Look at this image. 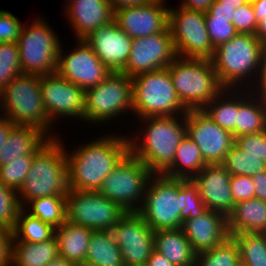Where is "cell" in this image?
Segmentation results:
<instances>
[{"mask_svg": "<svg viewBox=\"0 0 266 266\" xmlns=\"http://www.w3.org/2000/svg\"><path fill=\"white\" fill-rule=\"evenodd\" d=\"M257 80L258 81H256V82L253 81L256 85L253 83V87L250 88V89H253V90H251V92L253 94L257 93L255 96H258V97L264 99L266 97V48H264V51L262 53L260 70H259Z\"/></svg>", "mask_w": 266, "mask_h": 266, "instance_id": "c3c4849f", "label": "cell"}, {"mask_svg": "<svg viewBox=\"0 0 266 266\" xmlns=\"http://www.w3.org/2000/svg\"><path fill=\"white\" fill-rule=\"evenodd\" d=\"M213 1L214 0H184L180 5L187 9L205 12L209 9Z\"/></svg>", "mask_w": 266, "mask_h": 266, "instance_id": "816d5d0a", "label": "cell"}, {"mask_svg": "<svg viewBox=\"0 0 266 266\" xmlns=\"http://www.w3.org/2000/svg\"><path fill=\"white\" fill-rule=\"evenodd\" d=\"M154 247L175 266H195L196 253L182 228L154 231Z\"/></svg>", "mask_w": 266, "mask_h": 266, "instance_id": "484cf974", "label": "cell"}, {"mask_svg": "<svg viewBox=\"0 0 266 266\" xmlns=\"http://www.w3.org/2000/svg\"><path fill=\"white\" fill-rule=\"evenodd\" d=\"M236 7L220 6L218 0H214L207 12L213 17L233 18Z\"/></svg>", "mask_w": 266, "mask_h": 266, "instance_id": "681fc988", "label": "cell"}, {"mask_svg": "<svg viewBox=\"0 0 266 266\" xmlns=\"http://www.w3.org/2000/svg\"><path fill=\"white\" fill-rule=\"evenodd\" d=\"M45 134L33 126L16 125L0 148V166L21 156L35 154L50 139Z\"/></svg>", "mask_w": 266, "mask_h": 266, "instance_id": "cb8c5ba5", "label": "cell"}, {"mask_svg": "<svg viewBox=\"0 0 266 266\" xmlns=\"http://www.w3.org/2000/svg\"><path fill=\"white\" fill-rule=\"evenodd\" d=\"M235 144L266 163V131L235 138Z\"/></svg>", "mask_w": 266, "mask_h": 266, "instance_id": "7bdbcfd3", "label": "cell"}, {"mask_svg": "<svg viewBox=\"0 0 266 266\" xmlns=\"http://www.w3.org/2000/svg\"><path fill=\"white\" fill-rule=\"evenodd\" d=\"M195 266H241L237 242L229 236L214 248L196 254Z\"/></svg>", "mask_w": 266, "mask_h": 266, "instance_id": "d590c367", "label": "cell"}, {"mask_svg": "<svg viewBox=\"0 0 266 266\" xmlns=\"http://www.w3.org/2000/svg\"><path fill=\"white\" fill-rule=\"evenodd\" d=\"M222 164L231 176L242 175L252 177L255 174L266 171L265 162L261 161L259 157L241 150L235 143L225 156Z\"/></svg>", "mask_w": 266, "mask_h": 266, "instance_id": "8d00e7d4", "label": "cell"}, {"mask_svg": "<svg viewBox=\"0 0 266 266\" xmlns=\"http://www.w3.org/2000/svg\"><path fill=\"white\" fill-rule=\"evenodd\" d=\"M16 126L8 118L1 116L0 114V148L6 143V140L9 137L10 131Z\"/></svg>", "mask_w": 266, "mask_h": 266, "instance_id": "f5cc1de1", "label": "cell"}, {"mask_svg": "<svg viewBox=\"0 0 266 266\" xmlns=\"http://www.w3.org/2000/svg\"><path fill=\"white\" fill-rule=\"evenodd\" d=\"M255 186V198L266 201V171L251 177Z\"/></svg>", "mask_w": 266, "mask_h": 266, "instance_id": "f907efd6", "label": "cell"}, {"mask_svg": "<svg viewBox=\"0 0 266 266\" xmlns=\"http://www.w3.org/2000/svg\"><path fill=\"white\" fill-rule=\"evenodd\" d=\"M261 233L266 235V226H265L264 230Z\"/></svg>", "mask_w": 266, "mask_h": 266, "instance_id": "be15d7a7", "label": "cell"}, {"mask_svg": "<svg viewBox=\"0 0 266 266\" xmlns=\"http://www.w3.org/2000/svg\"><path fill=\"white\" fill-rule=\"evenodd\" d=\"M128 109L133 110V83L132 77L122 72H111L98 85L85 91L84 121L108 122Z\"/></svg>", "mask_w": 266, "mask_h": 266, "instance_id": "8fae6325", "label": "cell"}, {"mask_svg": "<svg viewBox=\"0 0 266 266\" xmlns=\"http://www.w3.org/2000/svg\"><path fill=\"white\" fill-rule=\"evenodd\" d=\"M181 228L196 254L214 248L229 237L227 217L210 209L201 216L186 219Z\"/></svg>", "mask_w": 266, "mask_h": 266, "instance_id": "7402d4cb", "label": "cell"}, {"mask_svg": "<svg viewBox=\"0 0 266 266\" xmlns=\"http://www.w3.org/2000/svg\"><path fill=\"white\" fill-rule=\"evenodd\" d=\"M161 1L115 11L117 25L132 39L161 33L169 28V8Z\"/></svg>", "mask_w": 266, "mask_h": 266, "instance_id": "d6986e66", "label": "cell"}, {"mask_svg": "<svg viewBox=\"0 0 266 266\" xmlns=\"http://www.w3.org/2000/svg\"><path fill=\"white\" fill-rule=\"evenodd\" d=\"M62 140L50 138L34 155L25 181L17 191L20 207L37 198L65 196L69 191L67 155Z\"/></svg>", "mask_w": 266, "mask_h": 266, "instance_id": "3957f363", "label": "cell"}, {"mask_svg": "<svg viewBox=\"0 0 266 266\" xmlns=\"http://www.w3.org/2000/svg\"><path fill=\"white\" fill-rule=\"evenodd\" d=\"M186 207L184 179L154 174L138 213L154 230L181 228V210Z\"/></svg>", "mask_w": 266, "mask_h": 266, "instance_id": "52a82bcc", "label": "cell"}, {"mask_svg": "<svg viewBox=\"0 0 266 266\" xmlns=\"http://www.w3.org/2000/svg\"><path fill=\"white\" fill-rule=\"evenodd\" d=\"M254 1H256V0H246V2H248V3H252Z\"/></svg>", "mask_w": 266, "mask_h": 266, "instance_id": "6125c7cd", "label": "cell"}, {"mask_svg": "<svg viewBox=\"0 0 266 266\" xmlns=\"http://www.w3.org/2000/svg\"><path fill=\"white\" fill-rule=\"evenodd\" d=\"M149 1H161V2H164L165 0H149Z\"/></svg>", "mask_w": 266, "mask_h": 266, "instance_id": "e7e4bbea", "label": "cell"}, {"mask_svg": "<svg viewBox=\"0 0 266 266\" xmlns=\"http://www.w3.org/2000/svg\"><path fill=\"white\" fill-rule=\"evenodd\" d=\"M206 165L197 144L186 134L177 147L172 164L162 175L169 178L192 179Z\"/></svg>", "mask_w": 266, "mask_h": 266, "instance_id": "f546056e", "label": "cell"}, {"mask_svg": "<svg viewBox=\"0 0 266 266\" xmlns=\"http://www.w3.org/2000/svg\"><path fill=\"white\" fill-rule=\"evenodd\" d=\"M86 261L97 266H124L120 249L109 231H93Z\"/></svg>", "mask_w": 266, "mask_h": 266, "instance_id": "1f68e13d", "label": "cell"}, {"mask_svg": "<svg viewBox=\"0 0 266 266\" xmlns=\"http://www.w3.org/2000/svg\"><path fill=\"white\" fill-rule=\"evenodd\" d=\"M204 17L209 39L214 49L238 34L232 23L233 18L213 17L207 11L204 12Z\"/></svg>", "mask_w": 266, "mask_h": 266, "instance_id": "ab89813d", "label": "cell"}, {"mask_svg": "<svg viewBox=\"0 0 266 266\" xmlns=\"http://www.w3.org/2000/svg\"><path fill=\"white\" fill-rule=\"evenodd\" d=\"M13 230L0 228V266L11 265Z\"/></svg>", "mask_w": 266, "mask_h": 266, "instance_id": "7dc6e473", "label": "cell"}, {"mask_svg": "<svg viewBox=\"0 0 266 266\" xmlns=\"http://www.w3.org/2000/svg\"><path fill=\"white\" fill-rule=\"evenodd\" d=\"M169 29L178 57L211 59L213 48L203 11L169 8Z\"/></svg>", "mask_w": 266, "mask_h": 266, "instance_id": "4fadbf2b", "label": "cell"}, {"mask_svg": "<svg viewBox=\"0 0 266 266\" xmlns=\"http://www.w3.org/2000/svg\"><path fill=\"white\" fill-rule=\"evenodd\" d=\"M20 208L17 191L0 182V228L13 230Z\"/></svg>", "mask_w": 266, "mask_h": 266, "instance_id": "60d3db41", "label": "cell"}, {"mask_svg": "<svg viewBox=\"0 0 266 266\" xmlns=\"http://www.w3.org/2000/svg\"><path fill=\"white\" fill-rule=\"evenodd\" d=\"M102 136L66 152L70 190L98 191L105 178L130 152L126 136Z\"/></svg>", "mask_w": 266, "mask_h": 266, "instance_id": "6da1fadb", "label": "cell"}, {"mask_svg": "<svg viewBox=\"0 0 266 266\" xmlns=\"http://www.w3.org/2000/svg\"><path fill=\"white\" fill-rule=\"evenodd\" d=\"M177 96L187 110H201L225 88L211 59L176 57L167 67Z\"/></svg>", "mask_w": 266, "mask_h": 266, "instance_id": "5b68a950", "label": "cell"}, {"mask_svg": "<svg viewBox=\"0 0 266 266\" xmlns=\"http://www.w3.org/2000/svg\"><path fill=\"white\" fill-rule=\"evenodd\" d=\"M58 255L55 235L47 241L38 243L18 241L12 237L10 266H46Z\"/></svg>", "mask_w": 266, "mask_h": 266, "instance_id": "f1b7e54d", "label": "cell"}, {"mask_svg": "<svg viewBox=\"0 0 266 266\" xmlns=\"http://www.w3.org/2000/svg\"><path fill=\"white\" fill-rule=\"evenodd\" d=\"M232 23L238 33L255 35L257 20L252 4L247 2L237 8Z\"/></svg>", "mask_w": 266, "mask_h": 266, "instance_id": "ee69618b", "label": "cell"}, {"mask_svg": "<svg viewBox=\"0 0 266 266\" xmlns=\"http://www.w3.org/2000/svg\"><path fill=\"white\" fill-rule=\"evenodd\" d=\"M263 101H264L265 108H266V97L263 99Z\"/></svg>", "mask_w": 266, "mask_h": 266, "instance_id": "03108f58", "label": "cell"}, {"mask_svg": "<svg viewBox=\"0 0 266 266\" xmlns=\"http://www.w3.org/2000/svg\"><path fill=\"white\" fill-rule=\"evenodd\" d=\"M38 17L22 26L17 44L23 74L48 75L57 71L60 40L54 29Z\"/></svg>", "mask_w": 266, "mask_h": 266, "instance_id": "30bf717a", "label": "cell"}, {"mask_svg": "<svg viewBox=\"0 0 266 266\" xmlns=\"http://www.w3.org/2000/svg\"><path fill=\"white\" fill-rule=\"evenodd\" d=\"M186 134L197 144L206 164L223 163L235 143L233 134L221 128L202 109L186 113Z\"/></svg>", "mask_w": 266, "mask_h": 266, "instance_id": "2e32d148", "label": "cell"}, {"mask_svg": "<svg viewBox=\"0 0 266 266\" xmlns=\"http://www.w3.org/2000/svg\"><path fill=\"white\" fill-rule=\"evenodd\" d=\"M239 247L241 266H266V235L238 233L232 235Z\"/></svg>", "mask_w": 266, "mask_h": 266, "instance_id": "836d02e7", "label": "cell"}, {"mask_svg": "<svg viewBox=\"0 0 266 266\" xmlns=\"http://www.w3.org/2000/svg\"><path fill=\"white\" fill-rule=\"evenodd\" d=\"M84 40L109 71L122 72L125 69L132 48V38L117 25L115 19L95 29Z\"/></svg>", "mask_w": 266, "mask_h": 266, "instance_id": "ffe728a7", "label": "cell"}, {"mask_svg": "<svg viewBox=\"0 0 266 266\" xmlns=\"http://www.w3.org/2000/svg\"><path fill=\"white\" fill-rule=\"evenodd\" d=\"M146 266H175L163 254L153 250Z\"/></svg>", "mask_w": 266, "mask_h": 266, "instance_id": "db71d44e", "label": "cell"}, {"mask_svg": "<svg viewBox=\"0 0 266 266\" xmlns=\"http://www.w3.org/2000/svg\"><path fill=\"white\" fill-rule=\"evenodd\" d=\"M120 249L124 266H146L154 250V230L138 212H127L109 230Z\"/></svg>", "mask_w": 266, "mask_h": 266, "instance_id": "5bb4252c", "label": "cell"}, {"mask_svg": "<svg viewBox=\"0 0 266 266\" xmlns=\"http://www.w3.org/2000/svg\"><path fill=\"white\" fill-rule=\"evenodd\" d=\"M0 101V108L4 112L2 115L5 114L3 117L14 124L33 126L41 129L50 138L58 137L48 130L52 123L43 104L40 76L21 74L15 77L0 92Z\"/></svg>", "mask_w": 266, "mask_h": 266, "instance_id": "8992f818", "label": "cell"}, {"mask_svg": "<svg viewBox=\"0 0 266 266\" xmlns=\"http://www.w3.org/2000/svg\"><path fill=\"white\" fill-rule=\"evenodd\" d=\"M141 120L146 128L143 134L140 133L143 138L136 142L137 137L128 136L129 151L154 174H162L172 164L177 147L186 135V115Z\"/></svg>", "mask_w": 266, "mask_h": 266, "instance_id": "7a4b0ae2", "label": "cell"}, {"mask_svg": "<svg viewBox=\"0 0 266 266\" xmlns=\"http://www.w3.org/2000/svg\"><path fill=\"white\" fill-rule=\"evenodd\" d=\"M132 83L133 112L138 118L178 116L188 112L177 96L167 68L134 76Z\"/></svg>", "mask_w": 266, "mask_h": 266, "instance_id": "ba28073f", "label": "cell"}, {"mask_svg": "<svg viewBox=\"0 0 266 266\" xmlns=\"http://www.w3.org/2000/svg\"><path fill=\"white\" fill-rule=\"evenodd\" d=\"M218 1L220 2V6L236 7V9L247 3L246 0H218Z\"/></svg>", "mask_w": 266, "mask_h": 266, "instance_id": "91938a15", "label": "cell"}, {"mask_svg": "<svg viewBox=\"0 0 266 266\" xmlns=\"http://www.w3.org/2000/svg\"><path fill=\"white\" fill-rule=\"evenodd\" d=\"M184 196L186 197V207L181 210L183 222L188 218L201 216L207 210L198 192V186L192 179H184Z\"/></svg>", "mask_w": 266, "mask_h": 266, "instance_id": "b9f144b4", "label": "cell"}, {"mask_svg": "<svg viewBox=\"0 0 266 266\" xmlns=\"http://www.w3.org/2000/svg\"><path fill=\"white\" fill-rule=\"evenodd\" d=\"M266 226V201L252 198L235 204L227 216L229 236L238 233H261Z\"/></svg>", "mask_w": 266, "mask_h": 266, "instance_id": "d4e9b609", "label": "cell"}, {"mask_svg": "<svg viewBox=\"0 0 266 266\" xmlns=\"http://www.w3.org/2000/svg\"><path fill=\"white\" fill-rule=\"evenodd\" d=\"M264 48L255 35L240 33L218 46L211 61L221 85L226 89L239 87L240 90L244 81L252 87L251 80L257 81Z\"/></svg>", "mask_w": 266, "mask_h": 266, "instance_id": "277c9868", "label": "cell"}, {"mask_svg": "<svg viewBox=\"0 0 266 266\" xmlns=\"http://www.w3.org/2000/svg\"><path fill=\"white\" fill-rule=\"evenodd\" d=\"M153 176L154 173L129 152L105 178L98 192L126 212H138Z\"/></svg>", "mask_w": 266, "mask_h": 266, "instance_id": "9c48e42d", "label": "cell"}, {"mask_svg": "<svg viewBox=\"0 0 266 266\" xmlns=\"http://www.w3.org/2000/svg\"><path fill=\"white\" fill-rule=\"evenodd\" d=\"M68 15L77 40L86 39L95 29L114 20L115 12L109 0H73L67 3Z\"/></svg>", "mask_w": 266, "mask_h": 266, "instance_id": "603a6c76", "label": "cell"}, {"mask_svg": "<svg viewBox=\"0 0 266 266\" xmlns=\"http://www.w3.org/2000/svg\"><path fill=\"white\" fill-rule=\"evenodd\" d=\"M177 57L170 29L132 39L128 64L122 73L134 77L167 68Z\"/></svg>", "mask_w": 266, "mask_h": 266, "instance_id": "9a60e30c", "label": "cell"}, {"mask_svg": "<svg viewBox=\"0 0 266 266\" xmlns=\"http://www.w3.org/2000/svg\"><path fill=\"white\" fill-rule=\"evenodd\" d=\"M26 205L32 216L37 217L41 221L57 228L66 221V197L50 196L37 198Z\"/></svg>", "mask_w": 266, "mask_h": 266, "instance_id": "e575fe53", "label": "cell"}, {"mask_svg": "<svg viewBox=\"0 0 266 266\" xmlns=\"http://www.w3.org/2000/svg\"><path fill=\"white\" fill-rule=\"evenodd\" d=\"M77 41V47L66 56H63L60 46L56 72L86 91L102 82L111 71L101 62L84 39Z\"/></svg>", "mask_w": 266, "mask_h": 266, "instance_id": "ac0fdd59", "label": "cell"}, {"mask_svg": "<svg viewBox=\"0 0 266 266\" xmlns=\"http://www.w3.org/2000/svg\"><path fill=\"white\" fill-rule=\"evenodd\" d=\"M34 155L21 156L6 165L0 166V182L18 191L27 177Z\"/></svg>", "mask_w": 266, "mask_h": 266, "instance_id": "f35d334b", "label": "cell"}, {"mask_svg": "<svg viewBox=\"0 0 266 266\" xmlns=\"http://www.w3.org/2000/svg\"><path fill=\"white\" fill-rule=\"evenodd\" d=\"M255 36L266 48V17H263V20L257 24Z\"/></svg>", "mask_w": 266, "mask_h": 266, "instance_id": "6f0895ef", "label": "cell"}, {"mask_svg": "<svg viewBox=\"0 0 266 266\" xmlns=\"http://www.w3.org/2000/svg\"><path fill=\"white\" fill-rule=\"evenodd\" d=\"M40 90L51 123L60 116L84 121L85 91L82 88L55 72L40 76Z\"/></svg>", "mask_w": 266, "mask_h": 266, "instance_id": "e0dca14e", "label": "cell"}, {"mask_svg": "<svg viewBox=\"0 0 266 266\" xmlns=\"http://www.w3.org/2000/svg\"><path fill=\"white\" fill-rule=\"evenodd\" d=\"M46 266H74V263L58 255L55 259H53Z\"/></svg>", "mask_w": 266, "mask_h": 266, "instance_id": "680465c9", "label": "cell"}, {"mask_svg": "<svg viewBox=\"0 0 266 266\" xmlns=\"http://www.w3.org/2000/svg\"><path fill=\"white\" fill-rule=\"evenodd\" d=\"M92 233L93 230L66 220L55 228L59 256L73 263L86 260Z\"/></svg>", "mask_w": 266, "mask_h": 266, "instance_id": "83f0119b", "label": "cell"}, {"mask_svg": "<svg viewBox=\"0 0 266 266\" xmlns=\"http://www.w3.org/2000/svg\"><path fill=\"white\" fill-rule=\"evenodd\" d=\"M22 26L21 22L13 14L0 10V43H17Z\"/></svg>", "mask_w": 266, "mask_h": 266, "instance_id": "f6af8a7d", "label": "cell"}, {"mask_svg": "<svg viewBox=\"0 0 266 266\" xmlns=\"http://www.w3.org/2000/svg\"><path fill=\"white\" fill-rule=\"evenodd\" d=\"M254 9L257 24L266 17V0H256L251 3Z\"/></svg>", "mask_w": 266, "mask_h": 266, "instance_id": "9f6ffc18", "label": "cell"}, {"mask_svg": "<svg viewBox=\"0 0 266 266\" xmlns=\"http://www.w3.org/2000/svg\"><path fill=\"white\" fill-rule=\"evenodd\" d=\"M244 90H238L236 138L266 131V108L263 99L253 93L251 95L249 85H246Z\"/></svg>", "mask_w": 266, "mask_h": 266, "instance_id": "4316f807", "label": "cell"}, {"mask_svg": "<svg viewBox=\"0 0 266 266\" xmlns=\"http://www.w3.org/2000/svg\"><path fill=\"white\" fill-rule=\"evenodd\" d=\"M235 90L238 89L225 88L202 109L221 128L230 131L234 138H236L238 112V92ZM232 93L235 94L232 95Z\"/></svg>", "mask_w": 266, "mask_h": 266, "instance_id": "4dcf8cb0", "label": "cell"}, {"mask_svg": "<svg viewBox=\"0 0 266 266\" xmlns=\"http://www.w3.org/2000/svg\"><path fill=\"white\" fill-rule=\"evenodd\" d=\"M66 197V220L93 231H109L127 213L98 191L70 190Z\"/></svg>", "mask_w": 266, "mask_h": 266, "instance_id": "7c38bea8", "label": "cell"}, {"mask_svg": "<svg viewBox=\"0 0 266 266\" xmlns=\"http://www.w3.org/2000/svg\"><path fill=\"white\" fill-rule=\"evenodd\" d=\"M25 208H20L17 215V222L13 229V236L18 241L31 243L44 242L55 235V228L30 213Z\"/></svg>", "mask_w": 266, "mask_h": 266, "instance_id": "d6a6232c", "label": "cell"}, {"mask_svg": "<svg viewBox=\"0 0 266 266\" xmlns=\"http://www.w3.org/2000/svg\"><path fill=\"white\" fill-rule=\"evenodd\" d=\"M23 74L18 44L0 43V92L17 76Z\"/></svg>", "mask_w": 266, "mask_h": 266, "instance_id": "74e56055", "label": "cell"}, {"mask_svg": "<svg viewBox=\"0 0 266 266\" xmlns=\"http://www.w3.org/2000/svg\"><path fill=\"white\" fill-rule=\"evenodd\" d=\"M192 180L207 209L221 212L226 217L233 211L231 175L222 163L207 164Z\"/></svg>", "mask_w": 266, "mask_h": 266, "instance_id": "44dd1931", "label": "cell"}, {"mask_svg": "<svg viewBox=\"0 0 266 266\" xmlns=\"http://www.w3.org/2000/svg\"><path fill=\"white\" fill-rule=\"evenodd\" d=\"M74 266H97V265H95L94 263L88 262L86 260H83V261L74 263Z\"/></svg>", "mask_w": 266, "mask_h": 266, "instance_id": "94428289", "label": "cell"}, {"mask_svg": "<svg viewBox=\"0 0 266 266\" xmlns=\"http://www.w3.org/2000/svg\"><path fill=\"white\" fill-rule=\"evenodd\" d=\"M230 187L235 204L255 198V186L250 176H231Z\"/></svg>", "mask_w": 266, "mask_h": 266, "instance_id": "bcb514c9", "label": "cell"}, {"mask_svg": "<svg viewBox=\"0 0 266 266\" xmlns=\"http://www.w3.org/2000/svg\"><path fill=\"white\" fill-rule=\"evenodd\" d=\"M112 4L114 12L124 7L140 6L149 0H109Z\"/></svg>", "mask_w": 266, "mask_h": 266, "instance_id": "11a10c76", "label": "cell"}]
</instances>
